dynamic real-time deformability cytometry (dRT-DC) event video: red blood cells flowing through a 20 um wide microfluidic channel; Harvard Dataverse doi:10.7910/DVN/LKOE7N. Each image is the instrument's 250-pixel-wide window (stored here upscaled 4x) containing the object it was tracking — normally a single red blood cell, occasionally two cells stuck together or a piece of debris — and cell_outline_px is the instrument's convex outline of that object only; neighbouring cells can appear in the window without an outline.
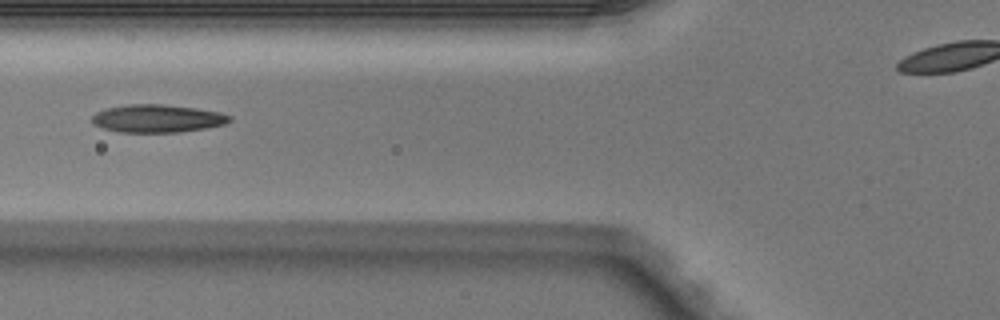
{"species": "Egyptian fruit bat (a non-hibernating species)", "species_latin": "Rousettus aegyptiacus", "temperature_condition": "warm", "stored_images_in_passage": 3, "camera_frame_rate_fps": 3000, "um_per_image_px": 0.085, "animal": {"sex": "male"}, "frame": {"image": 1, "passage_image": 3, "time_ms": 0.667, "image_size_px": [1000, 320], "cell_outline_px": [[232, 120], [224, 124], [208, 128], [180, 132], [120, 132], [104, 128], [92, 124], [92, 116], [96, 112], [108, 108], [128, 104], [164, 104], [196, 108], [220, 112], [232, 116]], "centroid_in_image_um": [13.4, 10.07], "position_along_channel_um": 112.4, "area_um2": 22.43}}